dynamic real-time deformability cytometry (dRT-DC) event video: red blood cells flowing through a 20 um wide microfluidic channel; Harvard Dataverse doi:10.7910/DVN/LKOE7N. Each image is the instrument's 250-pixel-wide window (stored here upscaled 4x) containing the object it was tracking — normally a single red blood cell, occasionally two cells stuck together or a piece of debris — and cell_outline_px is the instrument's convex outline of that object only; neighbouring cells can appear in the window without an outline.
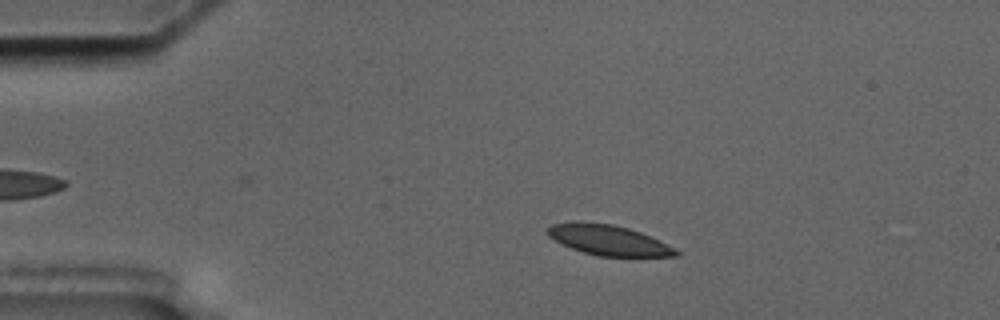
{"species": "common noctule bat (a hibernating species)", "species_latin": "Nyctalus noctula", "temperature_condition": "cold", "stored_images_in_passage": 8, "camera_frame_rate_fps": 3000, "um_per_image_px": 0.085, "animal": {"sex": "male", "body_mass_g": 17.5, "forearm_length_mm": 52.3}, "frame": {"image": 1, "passage_image": 2, "time_ms": 1.0, "image_size_px": [1000, 320], "cell_outline_px": [[680, 256], [600, 256], [584, 252], [572, 248], [548, 236], [544, 232], [552, 224], [612, 224], [628, 228], [640, 232], [680, 252]], "centroid_in_image_um": [51.73, 20.44], "position_along_channel_um": 33.3, "area_um2": 21.44}}
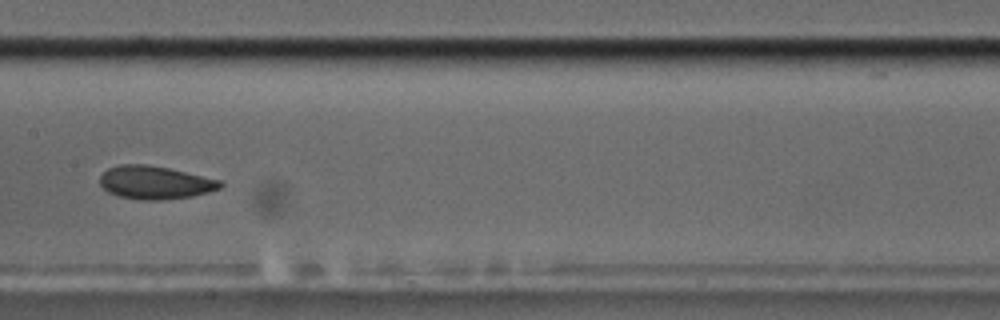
{"frame": {"image": 2, "passage_image": 7, "time_ms": 7.0, "image_size_px": [1000, 320], "cell_outline_px": [[224, 184], [220, 188], [208, 192], [192, 196], [160, 200], [140, 200], [120, 196], [108, 192], [100, 184], [100, 176], [108, 168], [120, 164], [144, 164], [168, 168], [220, 180]], "centroid_in_image_um": [13.17, 15.51], "position_along_channel_um": 194.2, "area_um2": 23.06}}
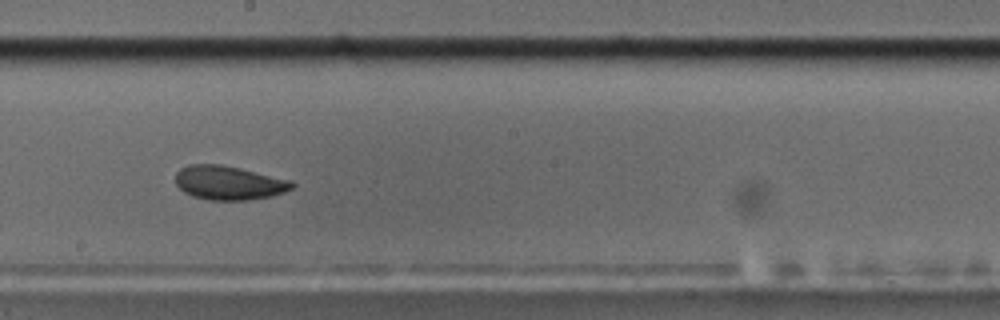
{"frame": {"image": 3, "passage_image": 8, "time_ms": 8.0, "image_size_px": [1000, 320], "cell_outline_px": [[296, 184], [292, 188], [284, 192], [272, 196], [248, 200], [208, 200], [192, 196], [184, 192], [176, 184], [176, 172], [180, 168], [188, 164], [220, 164], [292, 180]], "centroid_in_image_um": [19.44, 15.54], "position_along_channel_um": 228.8, "area_um2": 23.12}}